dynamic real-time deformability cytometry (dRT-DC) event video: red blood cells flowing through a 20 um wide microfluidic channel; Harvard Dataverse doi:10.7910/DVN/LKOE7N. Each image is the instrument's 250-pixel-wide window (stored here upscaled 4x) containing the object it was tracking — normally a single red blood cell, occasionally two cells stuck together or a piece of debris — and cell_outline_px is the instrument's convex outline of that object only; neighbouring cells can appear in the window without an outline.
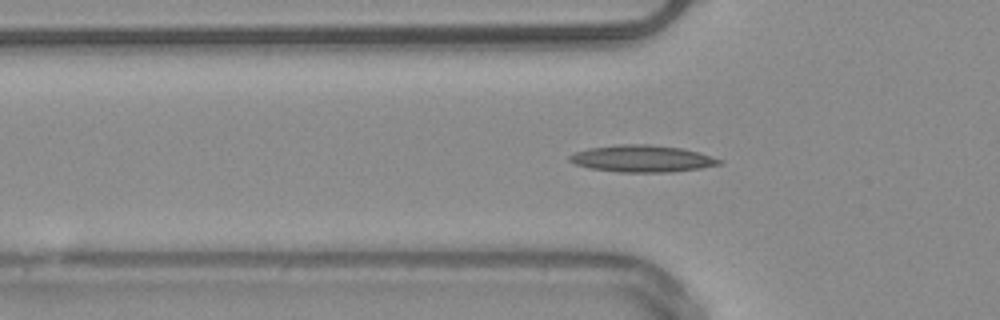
{"species": "common noctule bat (a hibernating species)", "species_latin": "Nyctalus noctula", "temperature_condition": "warm", "stored_images_in_passage": 50, "camera_frame_rate_fps": 3000, "um_per_image_px": 0.085, "animal": {"sex": "male", "body_mass_g": 20.4}, "frame": {"image": 1, "passage_image": 15, "time_ms": 4.667, "image_size_px": [1000, 320], "cell_outline_px": [[724, 160], [720, 164], [700, 168], [672, 172], [620, 172], [588, 168], [576, 164], [568, 160], [568, 156], [576, 152], [588, 148], [620, 144], [648, 144], [684, 148]], "centroid_in_image_um": [54.58, 13.48], "position_along_channel_um": 71.2, "area_um2": 23.47}, "authors_computed_cell_mechanics": {"area_um2": 20.2589, "velocity_mm_per_s": 4.0313, "shape_relaxation_time_tau1_ms": null, "shape_relaxation_time_tau2_ms": 5.5989, "deformation_change_tau1": null, "deformation_change_tau2": 0.1578}}